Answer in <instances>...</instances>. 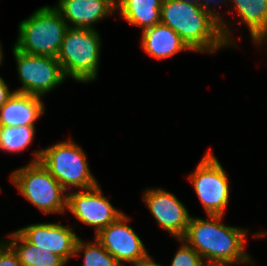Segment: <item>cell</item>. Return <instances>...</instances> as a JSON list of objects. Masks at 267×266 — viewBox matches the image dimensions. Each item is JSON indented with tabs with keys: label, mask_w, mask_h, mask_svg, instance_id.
Wrapping results in <instances>:
<instances>
[{
	"label": "cell",
	"mask_w": 267,
	"mask_h": 266,
	"mask_svg": "<svg viewBox=\"0 0 267 266\" xmlns=\"http://www.w3.org/2000/svg\"><path fill=\"white\" fill-rule=\"evenodd\" d=\"M160 22L174 30L192 51L210 53L227 46L219 19L199 4L163 0Z\"/></svg>",
	"instance_id": "cell-1"
},
{
	"label": "cell",
	"mask_w": 267,
	"mask_h": 266,
	"mask_svg": "<svg viewBox=\"0 0 267 266\" xmlns=\"http://www.w3.org/2000/svg\"><path fill=\"white\" fill-rule=\"evenodd\" d=\"M222 217L208 216L210 220L191 217L182 239L208 264L250 263L244 251L247 230L222 224Z\"/></svg>",
	"instance_id": "cell-2"
},
{
	"label": "cell",
	"mask_w": 267,
	"mask_h": 266,
	"mask_svg": "<svg viewBox=\"0 0 267 266\" xmlns=\"http://www.w3.org/2000/svg\"><path fill=\"white\" fill-rule=\"evenodd\" d=\"M68 27L55 7H41L19 24L14 47L30 55L57 57Z\"/></svg>",
	"instance_id": "cell-3"
},
{
	"label": "cell",
	"mask_w": 267,
	"mask_h": 266,
	"mask_svg": "<svg viewBox=\"0 0 267 266\" xmlns=\"http://www.w3.org/2000/svg\"><path fill=\"white\" fill-rule=\"evenodd\" d=\"M100 46V36L94 27H68L56 57L65 77L86 83L94 80L98 72Z\"/></svg>",
	"instance_id": "cell-4"
},
{
	"label": "cell",
	"mask_w": 267,
	"mask_h": 266,
	"mask_svg": "<svg viewBox=\"0 0 267 266\" xmlns=\"http://www.w3.org/2000/svg\"><path fill=\"white\" fill-rule=\"evenodd\" d=\"M40 161L67 191L68 186L90 189L98 183L89 170L84 151L72 140L62 141L35 152Z\"/></svg>",
	"instance_id": "cell-5"
},
{
	"label": "cell",
	"mask_w": 267,
	"mask_h": 266,
	"mask_svg": "<svg viewBox=\"0 0 267 266\" xmlns=\"http://www.w3.org/2000/svg\"><path fill=\"white\" fill-rule=\"evenodd\" d=\"M11 181L29 202L45 214L63 213L67 208L66 190L40 161L14 171Z\"/></svg>",
	"instance_id": "cell-6"
},
{
	"label": "cell",
	"mask_w": 267,
	"mask_h": 266,
	"mask_svg": "<svg viewBox=\"0 0 267 266\" xmlns=\"http://www.w3.org/2000/svg\"><path fill=\"white\" fill-rule=\"evenodd\" d=\"M208 216H223L229 199V179L217 157L206 153L189 177Z\"/></svg>",
	"instance_id": "cell-7"
},
{
	"label": "cell",
	"mask_w": 267,
	"mask_h": 266,
	"mask_svg": "<svg viewBox=\"0 0 267 266\" xmlns=\"http://www.w3.org/2000/svg\"><path fill=\"white\" fill-rule=\"evenodd\" d=\"M17 70L23 84L15 92L43 96L65 80L60 62L56 57L30 55L13 48Z\"/></svg>",
	"instance_id": "cell-8"
},
{
	"label": "cell",
	"mask_w": 267,
	"mask_h": 266,
	"mask_svg": "<svg viewBox=\"0 0 267 266\" xmlns=\"http://www.w3.org/2000/svg\"><path fill=\"white\" fill-rule=\"evenodd\" d=\"M99 187L97 184L90 189L67 194V209L82 223L95 226L96 235L123 215L102 195Z\"/></svg>",
	"instance_id": "cell-9"
},
{
	"label": "cell",
	"mask_w": 267,
	"mask_h": 266,
	"mask_svg": "<svg viewBox=\"0 0 267 266\" xmlns=\"http://www.w3.org/2000/svg\"><path fill=\"white\" fill-rule=\"evenodd\" d=\"M128 219L126 214H123L103 228L95 238L120 265L122 262H130L134 266L146 258L148 253L137 233L127 225Z\"/></svg>",
	"instance_id": "cell-10"
},
{
	"label": "cell",
	"mask_w": 267,
	"mask_h": 266,
	"mask_svg": "<svg viewBox=\"0 0 267 266\" xmlns=\"http://www.w3.org/2000/svg\"><path fill=\"white\" fill-rule=\"evenodd\" d=\"M143 197L158 224L177 240L182 239L191 216L175 195L162 189H148Z\"/></svg>",
	"instance_id": "cell-11"
},
{
	"label": "cell",
	"mask_w": 267,
	"mask_h": 266,
	"mask_svg": "<svg viewBox=\"0 0 267 266\" xmlns=\"http://www.w3.org/2000/svg\"><path fill=\"white\" fill-rule=\"evenodd\" d=\"M17 231L38 249L53 252L66 262L71 256H75V246L79 237L69 227L58 223H38Z\"/></svg>",
	"instance_id": "cell-12"
},
{
	"label": "cell",
	"mask_w": 267,
	"mask_h": 266,
	"mask_svg": "<svg viewBox=\"0 0 267 266\" xmlns=\"http://www.w3.org/2000/svg\"><path fill=\"white\" fill-rule=\"evenodd\" d=\"M55 8L73 28L93 29L92 24L116 10L115 0H59Z\"/></svg>",
	"instance_id": "cell-13"
},
{
	"label": "cell",
	"mask_w": 267,
	"mask_h": 266,
	"mask_svg": "<svg viewBox=\"0 0 267 266\" xmlns=\"http://www.w3.org/2000/svg\"><path fill=\"white\" fill-rule=\"evenodd\" d=\"M44 110L40 96L15 92L0 108V126H34Z\"/></svg>",
	"instance_id": "cell-14"
},
{
	"label": "cell",
	"mask_w": 267,
	"mask_h": 266,
	"mask_svg": "<svg viewBox=\"0 0 267 266\" xmlns=\"http://www.w3.org/2000/svg\"><path fill=\"white\" fill-rule=\"evenodd\" d=\"M142 48L156 59L168 58L180 51L191 50L174 30L161 22L142 30Z\"/></svg>",
	"instance_id": "cell-15"
},
{
	"label": "cell",
	"mask_w": 267,
	"mask_h": 266,
	"mask_svg": "<svg viewBox=\"0 0 267 266\" xmlns=\"http://www.w3.org/2000/svg\"><path fill=\"white\" fill-rule=\"evenodd\" d=\"M163 0H118L116 10L124 20L143 30L157 25L161 21Z\"/></svg>",
	"instance_id": "cell-16"
},
{
	"label": "cell",
	"mask_w": 267,
	"mask_h": 266,
	"mask_svg": "<svg viewBox=\"0 0 267 266\" xmlns=\"http://www.w3.org/2000/svg\"><path fill=\"white\" fill-rule=\"evenodd\" d=\"M256 45L267 41V0H233Z\"/></svg>",
	"instance_id": "cell-17"
},
{
	"label": "cell",
	"mask_w": 267,
	"mask_h": 266,
	"mask_svg": "<svg viewBox=\"0 0 267 266\" xmlns=\"http://www.w3.org/2000/svg\"><path fill=\"white\" fill-rule=\"evenodd\" d=\"M9 237L11 242H8V244L16 252L22 266H64L67 263L62 257L53 252L38 249L18 231L13 232Z\"/></svg>",
	"instance_id": "cell-18"
},
{
	"label": "cell",
	"mask_w": 267,
	"mask_h": 266,
	"mask_svg": "<svg viewBox=\"0 0 267 266\" xmlns=\"http://www.w3.org/2000/svg\"><path fill=\"white\" fill-rule=\"evenodd\" d=\"M34 132V126H0V149L5 152L23 151L31 144Z\"/></svg>",
	"instance_id": "cell-19"
},
{
	"label": "cell",
	"mask_w": 267,
	"mask_h": 266,
	"mask_svg": "<svg viewBox=\"0 0 267 266\" xmlns=\"http://www.w3.org/2000/svg\"><path fill=\"white\" fill-rule=\"evenodd\" d=\"M80 251L84 253L82 266H122L96 238L94 244H86L78 238L74 254L76 255Z\"/></svg>",
	"instance_id": "cell-20"
},
{
	"label": "cell",
	"mask_w": 267,
	"mask_h": 266,
	"mask_svg": "<svg viewBox=\"0 0 267 266\" xmlns=\"http://www.w3.org/2000/svg\"><path fill=\"white\" fill-rule=\"evenodd\" d=\"M182 246L174 255L171 266H205L204 259L183 239H179Z\"/></svg>",
	"instance_id": "cell-21"
},
{
	"label": "cell",
	"mask_w": 267,
	"mask_h": 266,
	"mask_svg": "<svg viewBox=\"0 0 267 266\" xmlns=\"http://www.w3.org/2000/svg\"><path fill=\"white\" fill-rule=\"evenodd\" d=\"M0 266H22L16 252L6 242L0 243Z\"/></svg>",
	"instance_id": "cell-22"
},
{
	"label": "cell",
	"mask_w": 267,
	"mask_h": 266,
	"mask_svg": "<svg viewBox=\"0 0 267 266\" xmlns=\"http://www.w3.org/2000/svg\"><path fill=\"white\" fill-rule=\"evenodd\" d=\"M204 1H205V3H204ZM213 2L215 5L217 4V3H219L220 1H215V0H199V5L203 8V9H206V10H208V11H211L218 19H219V23H220V26H221V30H222V33H223V37H224V39H225V41H226V43L228 44V45H230V44H233L234 45V43L235 42H233L232 43V39H231V36H230V34L229 33H231V32H229V26L227 25V24H225L223 21H222V19H221V17L219 16V14L216 12L215 13V11H213L211 8H209V3L210 2ZM203 2V3H202Z\"/></svg>",
	"instance_id": "cell-23"
},
{
	"label": "cell",
	"mask_w": 267,
	"mask_h": 266,
	"mask_svg": "<svg viewBox=\"0 0 267 266\" xmlns=\"http://www.w3.org/2000/svg\"><path fill=\"white\" fill-rule=\"evenodd\" d=\"M15 91L10 92L4 79L0 77V108L11 98Z\"/></svg>",
	"instance_id": "cell-24"
},
{
	"label": "cell",
	"mask_w": 267,
	"mask_h": 266,
	"mask_svg": "<svg viewBox=\"0 0 267 266\" xmlns=\"http://www.w3.org/2000/svg\"><path fill=\"white\" fill-rule=\"evenodd\" d=\"M134 266H162L151 259L148 255L146 258L142 259L139 263H136Z\"/></svg>",
	"instance_id": "cell-25"
},
{
	"label": "cell",
	"mask_w": 267,
	"mask_h": 266,
	"mask_svg": "<svg viewBox=\"0 0 267 266\" xmlns=\"http://www.w3.org/2000/svg\"><path fill=\"white\" fill-rule=\"evenodd\" d=\"M205 266H230V263L227 264H206Z\"/></svg>",
	"instance_id": "cell-26"
},
{
	"label": "cell",
	"mask_w": 267,
	"mask_h": 266,
	"mask_svg": "<svg viewBox=\"0 0 267 266\" xmlns=\"http://www.w3.org/2000/svg\"><path fill=\"white\" fill-rule=\"evenodd\" d=\"M180 1H186L194 4H199V0H180Z\"/></svg>",
	"instance_id": "cell-27"
},
{
	"label": "cell",
	"mask_w": 267,
	"mask_h": 266,
	"mask_svg": "<svg viewBox=\"0 0 267 266\" xmlns=\"http://www.w3.org/2000/svg\"><path fill=\"white\" fill-rule=\"evenodd\" d=\"M3 52H2V48H1V42H0V64H2V58H3V54H2Z\"/></svg>",
	"instance_id": "cell-28"
}]
</instances>
